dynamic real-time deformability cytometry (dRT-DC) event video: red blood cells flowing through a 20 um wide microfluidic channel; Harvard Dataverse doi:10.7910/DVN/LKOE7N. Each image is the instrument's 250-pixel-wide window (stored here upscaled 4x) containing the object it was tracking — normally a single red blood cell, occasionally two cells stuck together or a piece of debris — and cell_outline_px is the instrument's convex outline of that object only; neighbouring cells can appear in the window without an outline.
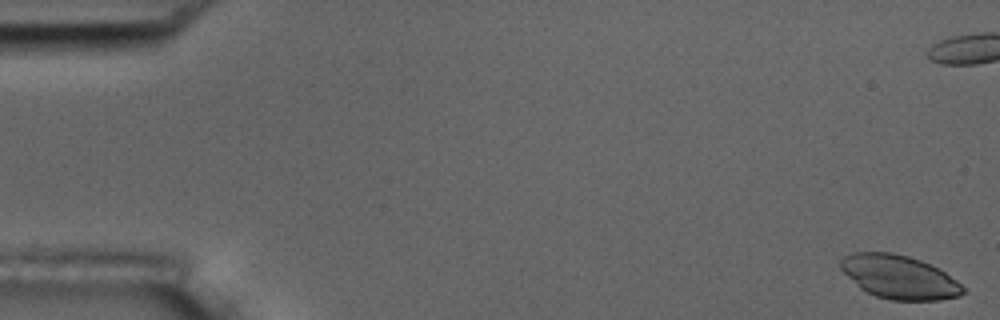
{"species": "common noctule bat (a hibernating species)", "species_latin": "Nyctalus noctula", "temperature_condition": "room temperature", "stored_images_in_passage": 57, "camera_frame_rate_fps": 3000, "um_per_image_px": 0.085, "animal": {"sex": "male", "body_mass_g": 17.5, "forearm_length_mm": 52.3}, "frame": {"image": 1, "passage_image": 1, "time_ms": 0.0, "image_size_px": [1000, 320], "cell_outline_px": [[964, 292], [960, 296], [940, 300], [892, 300], [876, 296], [860, 288], [840, 268], [840, 260], [844, 256], [852, 252], [892, 252], [908, 256], [920, 260], [944, 272], [956, 280], [964, 288]], "centroid_in_image_um": [76.41, 23.54], "position_along_channel_um": 8.6, "area_um2": 30.81}}